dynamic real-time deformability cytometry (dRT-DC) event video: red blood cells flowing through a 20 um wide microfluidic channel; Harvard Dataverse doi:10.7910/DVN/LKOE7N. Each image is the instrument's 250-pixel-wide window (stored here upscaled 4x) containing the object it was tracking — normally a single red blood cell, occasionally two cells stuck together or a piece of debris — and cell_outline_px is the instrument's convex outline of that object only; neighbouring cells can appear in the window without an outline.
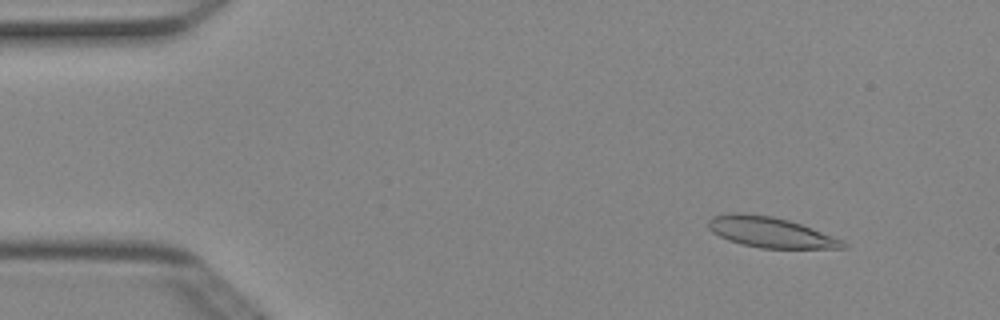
{"species": "Egyptian fruit bat (a non-hibernating species)", "species_latin": "Rousettus aegyptiacus", "temperature_condition": "cold", "stored_images_in_passage": 5, "camera_frame_rate_fps": 3000, "um_per_image_px": 0.085, "animal": {"sex": "female"}, "frame": {"image": 1, "passage_image": 2, "time_ms": 0.333, "image_size_px": [1000, 320], "cell_outline_px": [[848, 248], [760, 248], [728, 240], [712, 232], [708, 228], [708, 220], [712, 216], [732, 212], [744, 212], [772, 216], [788, 220], [812, 228], [844, 240], [848, 244]], "centroid_in_image_um": [65.48, 19.73], "position_along_channel_um": 19.5, "area_um2": 23.99}}
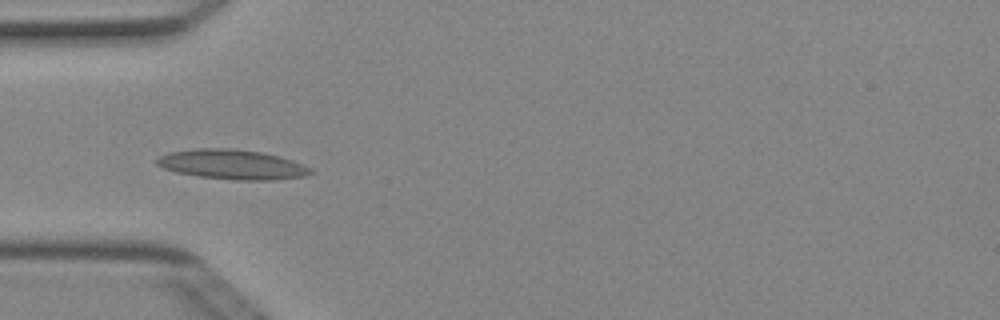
{"frame": {"image": 2, "passage_image": 5, "time_ms": 1.333, "image_size_px": [1000, 320], "cell_outline_px": [[316, 172], [308, 176], [272, 180], [236, 180], [196, 176], [176, 172], [164, 168], [156, 164], [156, 160], [160, 156], [168, 152], [196, 148], [232, 148], [260, 152], [280, 156], [292, 160], [312, 168]], "centroid_in_image_um": [19.77, 13.98], "position_along_channel_um": 65.2, "area_um2": 26.88}}